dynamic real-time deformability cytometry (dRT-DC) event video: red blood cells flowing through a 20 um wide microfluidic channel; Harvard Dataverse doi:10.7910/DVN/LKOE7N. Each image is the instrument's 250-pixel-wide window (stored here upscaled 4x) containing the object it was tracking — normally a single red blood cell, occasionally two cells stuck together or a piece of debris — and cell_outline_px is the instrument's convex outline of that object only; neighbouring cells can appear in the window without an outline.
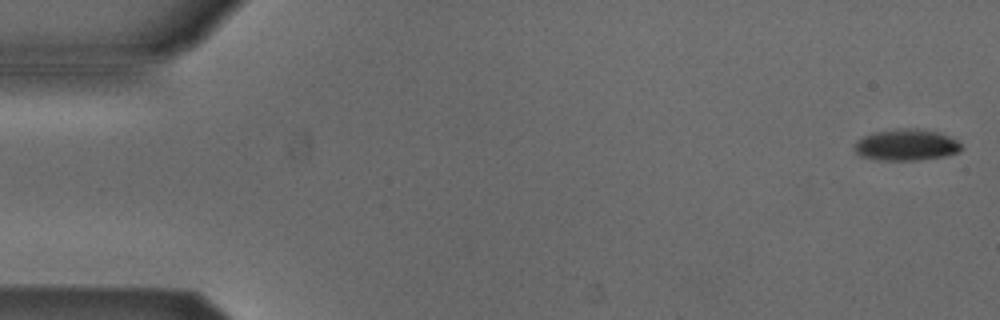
{"species": "Egyptian fruit bat (a non-hibernating species)", "species_latin": "Rousettus aegyptiacus", "temperature_condition": "cold", "stored_images_in_passage": 53, "camera_frame_rate_fps": 3000, "um_per_image_px": 0.085, "animal": {"sex": "male"}, "frame": {"image": 1, "passage_image": 1, "time_ms": 0.0, "image_size_px": [1000, 320], "cell_outline_px": [[964, 148], [960, 152], [944, 156], [920, 160], [876, 160], [860, 156], [852, 148], [856, 140], [864, 136], [876, 132], [904, 128], [916, 128], [936, 132], [948, 136], [956, 140]], "centroid_in_image_um": [77.01, 12.33], "position_along_channel_um": 8.0, "area_um2": 19.59}}
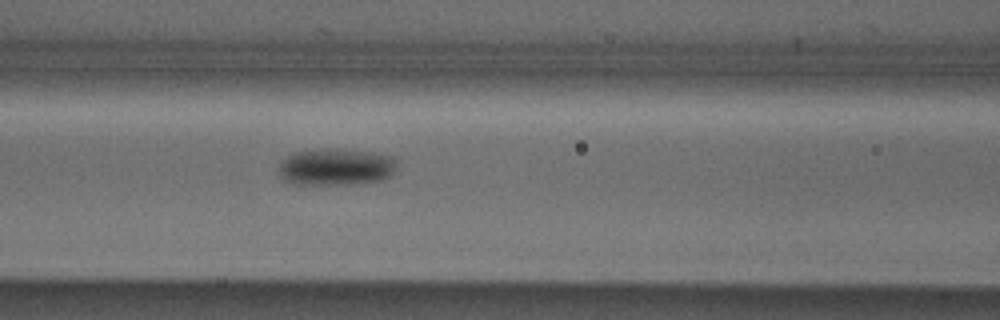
{"frame": {"image": 2, "passage_image": 22, "time_ms": 7.0, "image_size_px": [1000, 320], "cell_outline_px": [[396, 160], [392, 172], [388, 176], [380, 180], [340, 184], [292, 184], [284, 180], [280, 176], [280, 164], [288, 156], [296, 152], [336, 148], [372, 152], [392, 156]], "centroid_in_image_um": [28.53, 14.18], "position_along_channel_um": 138.1, "area_um2": 24.85}}
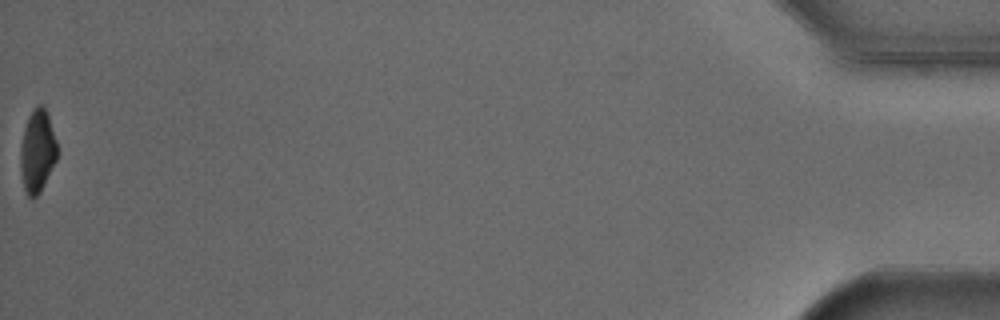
{"frame": {"image": 3, "passage_image": 53, "time_ms": 17.333, "image_size_px": [1000, 320], "cell_outline_px": [[56, 160], [40, 192], [32, 200], [28, 196], [24, 188], [20, 172], [20, 148], [24, 128], [28, 116], [32, 108], [36, 104], [44, 104], [56, 140]], "centroid_in_image_um": [3.15, 12.82], "position_along_channel_um": 432.1, "area_um2": 17.74}, "authors_computed_cell_mechanics": {"area_um2": 20.6346, "velocity_mm_per_s": 3.8725, "shape_relaxation_time_tau1_ms": 2.2721, "shape_relaxation_time_tau2_ms": null, "deformation_change_tau1": 0.1155, "deformation_change_tau2": null}}